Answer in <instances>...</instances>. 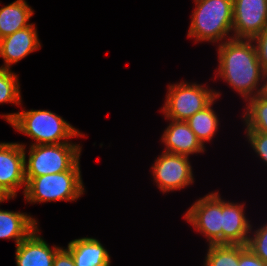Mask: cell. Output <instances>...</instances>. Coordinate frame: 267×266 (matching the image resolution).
Here are the masks:
<instances>
[{"mask_svg":"<svg viewBox=\"0 0 267 266\" xmlns=\"http://www.w3.org/2000/svg\"><path fill=\"white\" fill-rule=\"evenodd\" d=\"M217 46L216 78L219 76L245 101L259 95L264 71L253 40L231 38Z\"/></svg>","mask_w":267,"mask_h":266,"instance_id":"cell-1","label":"cell"},{"mask_svg":"<svg viewBox=\"0 0 267 266\" xmlns=\"http://www.w3.org/2000/svg\"><path fill=\"white\" fill-rule=\"evenodd\" d=\"M1 116L19 133L35 141L30 145L61 144L74 137H84L83 133L51 110L26 111L23 108L22 111Z\"/></svg>","mask_w":267,"mask_h":266,"instance_id":"cell-2","label":"cell"},{"mask_svg":"<svg viewBox=\"0 0 267 266\" xmlns=\"http://www.w3.org/2000/svg\"><path fill=\"white\" fill-rule=\"evenodd\" d=\"M188 37L195 42L222 44L233 38V0H194ZM221 42V43H220Z\"/></svg>","mask_w":267,"mask_h":266,"instance_id":"cell-3","label":"cell"},{"mask_svg":"<svg viewBox=\"0 0 267 266\" xmlns=\"http://www.w3.org/2000/svg\"><path fill=\"white\" fill-rule=\"evenodd\" d=\"M25 157V177H39L64 171H81L82 146L67 142L61 144L30 145Z\"/></svg>","mask_w":267,"mask_h":266,"instance_id":"cell-4","label":"cell"},{"mask_svg":"<svg viewBox=\"0 0 267 266\" xmlns=\"http://www.w3.org/2000/svg\"><path fill=\"white\" fill-rule=\"evenodd\" d=\"M81 171L26 177L24 199L30 204L77 201L85 192Z\"/></svg>","mask_w":267,"mask_h":266,"instance_id":"cell-5","label":"cell"},{"mask_svg":"<svg viewBox=\"0 0 267 266\" xmlns=\"http://www.w3.org/2000/svg\"><path fill=\"white\" fill-rule=\"evenodd\" d=\"M161 112L165 119L186 121L207 107L221 93L206 85L182 81L169 84ZM210 88V89H209Z\"/></svg>","mask_w":267,"mask_h":266,"instance_id":"cell-6","label":"cell"},{"mask_svg":"<svg viewBox=\"0 0 267 266\" xmlns=\"http://www.w3.org/2000/svg\"><path fill=\"white\" fill-rule=\"evenodd\" d=\"M183 218L207 238L208 245L222 244V198L219 191L197 199Z\"/></svg>","mask_w":267,"mask_h":266,"instance_id":"cell-7","label":"cell"},{"mask_svg":"<svg viewBox=\"0 0 267 266\" xmlns=\"http://www.w3.org/2000/svg\"><path fill=\"white\" fill-rule=\"evenodd\" d=\"M153 180L162 193L182 190L194 183L189 157L162 152L151 167Z\"/></svg>","mask_w":267,"mask_h":266,"instance_id":"cell-8","label":"cell"},{"mask_svg":"<svg viewBox=\"0 0 267 266\" xmlns=\"http://www.w3.org/2000/svg\"><path fill=\"white\" fill-rule=\"evenodd\" d=\"M26 145L18 142H0V185L12 197L26 189Z\"/></svg>","mask_w":267,"mask_h":266,"instance_id":"cell-9","label":"cell"},{"mask_svg":"<svg viewBox=\"0 0 267 266\" xmlns=\"http://www.w3.org/2000/svg\"><path fill=\"white\" fill-rule=\"evenodd\" d=\"M266 26L267 0H233V38L253 39Z\"/></svg>","mask_w":267,"mask_h":266,"instance_id":"cell-10","label":"cell"},{"mask_svg":"<svg viewBox=\"0 0 267 266\" xmlns=\"http://www.w3.org/2000/svg\"><path fill=\"white\" fill-rule=\"evenodd\" d=\"M41 48L37 28L32 23L30 26L0 39V58L4 64L1 68L10 69L13 64Z\"/></svg>","mask_w":267,"mask_h":266,"instance_id":"cell-11","label":"cell"},{"mask_svg":"<svg viewBox=\"0 0 267 266\" xmlns=\"http://www.w3.org/2000/svg\"><path fill=\"white\" fill-rule=\"evenodd\" d=\"M60 246L50 245L40 235L39 226L15 250L17 266H53L56 252Z\"/></svg>","mask_w":267,"mask_h":266,"instance_id":"cell-12","label":"cell"},{"mask_svg":"<svg viewBox=\"0 0 267 266\" xmlns=\"http://www.w3.org/2000/svg\"><path fill=\"white\" fill-rule=\"evenodd\" d=\"M244 208V203L222 199V244L247 245L253 226L245 216Z\"/></svg>","mask_w":267,"mask_h":266,"instance_id":"cell-13","label":"cell"},{"mask_svg":"<svg viewBox=\"0 0 267 266\" xmlns=\"http://www.w3.org/2000/svg\"><path fill=\"white\" fill-rule=\"evenodd\" d=\"M167 120L170 123L161 136V142L165 146L164 152L189 157L192 154H201L206 151L186 121Z\"/></svg>","mask_w":267,"mask_h":266,"instance_id":"cell-14","label":"cell"},{"mask_svg":"<svg viewBox=\"0 0 267 266\" xmlns=\"http://www.w3.org/2000/svg\"><path fill=\"white\" fill-rule=\"evenodd\" d=\"M66 249L71 253L75 266H110L111 256L103 244L93 237L70 241Z\"/></svg>","mask_w":267,"mask_h":266,"instance_id":"cell-15","label":"cell"},{"mask_svg":"<svg viewBox=\"0 0 267 266\" xmlns=\"http://www.w3.org/2000/svg\"><path fill=\"white\" fill-rule=\"evenodd\" d=\"M37 227V220L25 212L0 209V239H13L17 246Z\"/></svg>","mask_w":267,"mask_h":266,"instance_id":"cell-16","label":"cell"},{"mask_svg":"<svg viewBox=\"0 0 267 266\" xmlns=\"http://www.w3.org/2000/svg\"><path fill=\"white\" fill-rule=\"evenodd\" d=\"M34 10L26 0L14 2L0 8V39L30 26Z\"/></svg>","mask_w":267,"mask_h":266,"instance_id":"cell-17","label":"cell"},{"mask_svg":"<svg viewBox=\"0 0 267 266\" xmlns=\"http://www.w3.org/2000/svg\"><path fill=\"white\" fill-rule=\"evenodd\" d=\"M217 99L216 97L207 107L186 120L204 147H206L205 142L212 141L218 131L219 118L212 107Z\"/></svg>","mask_w":267,"mask_h":266,"instance_id":"cell-18","label":"cell"},{"mask_svg":"<svg viewBox=\"0 0 267 266\" xmlns=\"http://www.w3.org/2000/svg\"><path fill=\"white\" fill-rule=\"evenodd\" d=\"M246 102L242 118L245 130L267 134V100L256 95Z\"/></svg>","mask_w":267,"mask_h":266,"instance_id":"cell-19","label":"cell"},{"mask_svg":"<svg viewBox=\"0 0 267 266\" xmlns=\"http://www.w3.org/2000/svg\"><path fill=\"white\" fill-rule=\"evenodd\" d=\"M204 266H239V244L208 245Z\"/></svg>","mask_w":267,"mask_h":266,"instance_id":"cell-20","label":"cell"},{"mask_svg":"<svg viewBox=\"0 0 267 266\" xmlns=\"http://www.w3.org/2000/svg\"><path fill=\"white\" fill-rule=\"evenodd\" d=\"M19 77L8 68L0 67V104L22 105Z\"/></svg>","mask_w":267,"mask_h":266,"instance_id":"cell-21","label":"cell"},{"mask_svg":"<svg viewBox=\"0 0 267 266\" xmlns=\"http://www.w3.org/2000/svg\"><path fill=\"white\" fill-rule=\"evenodd\" d=\"M249 235L247 246L257 255L265 264H267V223L252 231Z\"/></svg>","mask_w":267,"mask_h":266,"instance_id":"cell-22","label":"cell"},{"mask_svg":"<svg viewBox=\"0 0 267 266\" xmlns=\"http://www.w3.org/2000/svg\"><path fill=\"white\" fill-rule=\"evenodd\" d=\"M245 134L255 154L267 165V134L256 131H245Z\"/></svg>","mask_w":267,"mask_h":266,"instance_id":"cell-23","label":"cell"},{"mask_svg":"<svg viewBox=\"0 0 267 266\" xmlns=\"http://www.w3.org/2000/svg\"><path fill=\"white\" fill-rule=\"evenodd\" d=\"M258 60L264 72H267V26L253 39Z\"/></svg>","mask_w":267,"mask_h":266,"instance_id":"cell-24","label":"cell"},{"mask_svg":"<svg viewBox=\"0 0 267 266\" xmlns=\"http://www.w3.org/2000/svg\"><path fill=\"white\" fill-rule=\"evenodd\" d=\"M239 266H267L247 245L239 244Z\"/></svg>","mask_w":267,"mask_h":266,"instance_id":"cell-25","label":"cell"},{"mask_svg":"<svg viewBox=\"0 0 267 266\" xmlns=\"http://www.w3.org/2000/svg\"><path fill=\"white\" fill-rule=\"evenodd\" d=\"M53 266H75L71 253L64 247H61L55 254Z\"/></svg>","mask_w":267,"mask_h":266,"instance_id":"cell-26","label":"cell"},{"mask_svg":"<svg viewBox=\"0 0 267 266\" xmlns=\"http://www.w3.org/2000/svg\"><path fill=\"white\" fill-rule=\"evenodd\" d=\"M262 82L259 96L267 100V72L263 73Z\"/></svg>","mask_w":267,"mask_h":266,"instance_id":"cell-27","label":"cell"},{"mask_svg":"<svg viewBox=\"0 0 267 266\" xmlns=\"http://www.w3.org/2000/svg\"><path fill=\"white\" fill-rule=\"evenodd\" d=\"M12 198L6 191L5 189L0 185V203L8 201Z\"/></svg>","mask_w":267,"mask_h":266,"instance_id":"cell-28","label":"cell"}]
</instances>
